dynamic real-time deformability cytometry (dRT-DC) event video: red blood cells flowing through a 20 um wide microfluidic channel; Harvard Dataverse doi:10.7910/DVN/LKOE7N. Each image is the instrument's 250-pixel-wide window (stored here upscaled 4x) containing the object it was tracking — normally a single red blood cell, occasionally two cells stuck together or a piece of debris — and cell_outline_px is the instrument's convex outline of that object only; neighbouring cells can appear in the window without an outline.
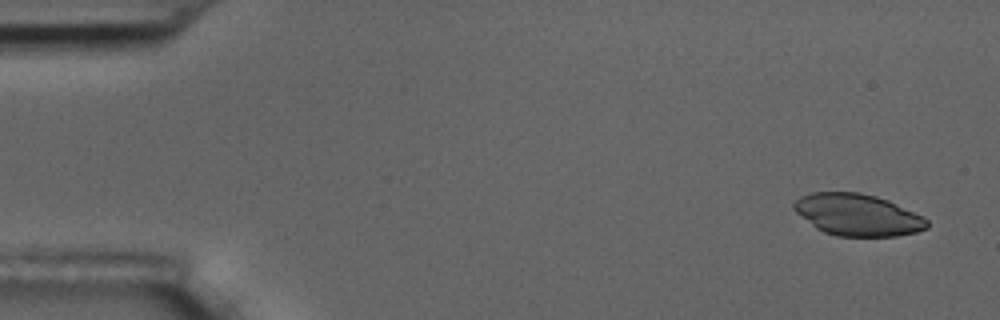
{"species": "common noctule bat (a hibernating species)", "species_latin": "Nyctalus noctula", "temperature_condition": "room temperature", "stored_images_in_passage": 4, "camera_frame_rate_fps": 3000, "um_per_image_px": 0.085, "animal": {"sex": "male", "body_mass_g": 17.5, "forearm_length_mm": 52.3}, "frame": {"image": 1, "passage_image": 1, "time_ms": 0.0, "image_size_px": [1000, 320], "cell_outline_px": [[928, 228], [916, 232], [896, 236], [836, 236], [824, 232], [816, 228], [796, 212], [792, 208], [792, 204], [800, 196], [812, 192], [860, 192], [876, 196], [888, 200], [928, 220]], "centroid_in_image_um": [72.86, 18.26], "position_along_channel_um": 12.1, "area_um2": 32.25}}